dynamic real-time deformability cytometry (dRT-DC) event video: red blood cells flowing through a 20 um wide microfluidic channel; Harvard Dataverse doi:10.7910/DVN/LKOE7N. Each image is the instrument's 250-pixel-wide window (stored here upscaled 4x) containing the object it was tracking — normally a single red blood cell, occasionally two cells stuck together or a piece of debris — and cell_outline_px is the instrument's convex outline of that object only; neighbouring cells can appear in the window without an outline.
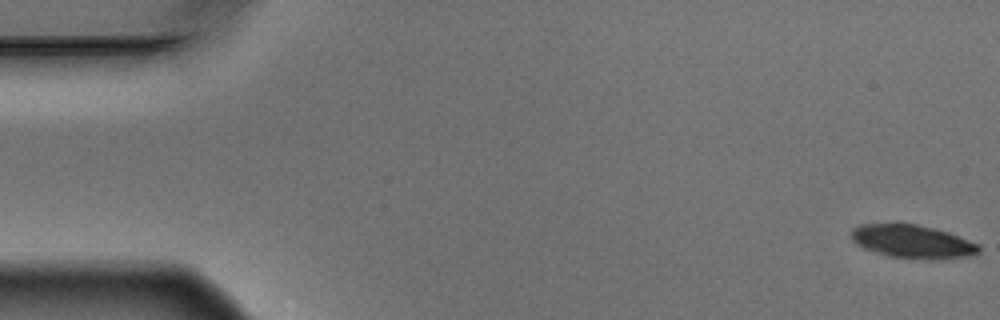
{"species": "Egyptian fruit bat (a non-hibernating species)", "species_latin": "Rousettus aegyptiacus", "temperature_condition": "warm", "stored_images_in_passage": 7, "camera_frame_rate_fps": 3000, "um_per_image_px": 0.085, "animal": {"sex": "male"}, "frame": {"image": 1, "passage_image": 1, "time_ms": 0.0, "image_size_px": [1000, 320], "cell_outline_px": [[980, 252], [968, 256], [936, 260], [892, 256], [876, 252], [864, 248], [856, 244], [852, 240], [852, 228], [860, 224], [892, 220], [916, 224], [948, 232], [980, 244]], "centroid_in_image_um": [77.52, 20.48], "position_along_channel_um": 7.5, "area_um2": 25.32}}
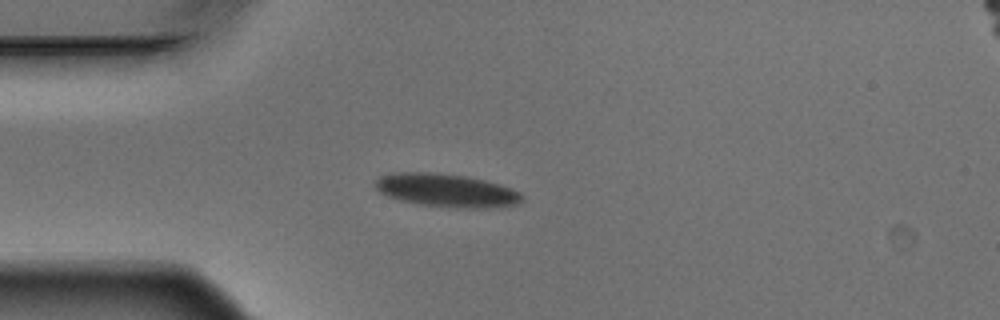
{"frame": {"image": 2, "passage_image": 5, "time_ms": 1.333, "image_size_px": [1000, 320], "cell_outline_px": [[524, 200], [516, 204], [484, 208], [456, 208], [420, 204], [400, 200], [388, 196], [380, 192], [372, 184], [380, 176], [396, 172], [432, 172], [468, 176], [484, 180], [512, 188], [520, 192], [524, 196]], "centroid_in_image_um": [37.94, 16.17], "position_along_channel_um": 47.1, "area_um2": 28.5}}
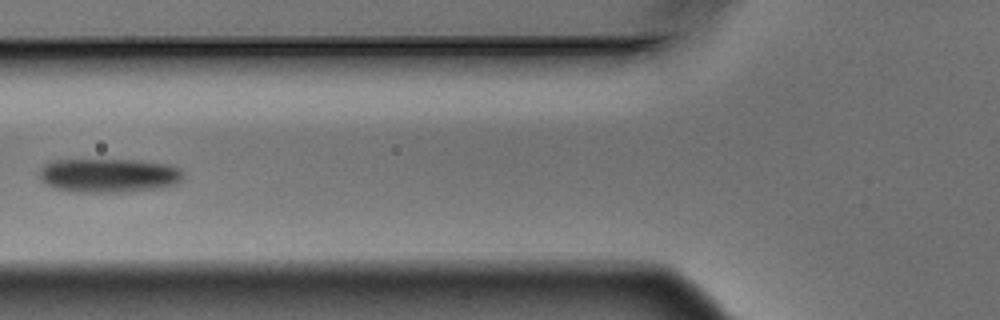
{"frame": {"image": 3, "passage_image": 7, "time_ms": 2.0, "image_size_px": [1000, 320], "cell_outline_px": [[180, 180], [176, 184], [160, 188], [120, 192], [80, 192], [52, 188], [44, 184], [40, 180], [40, 168], [44, 164], [52, 160], [140, 160], [168, 164], [180, 168]], "centroid_in_image_um": [9.19, 14.91], "position_along_channel_um": 116.6, "area_um2": 28.55}}